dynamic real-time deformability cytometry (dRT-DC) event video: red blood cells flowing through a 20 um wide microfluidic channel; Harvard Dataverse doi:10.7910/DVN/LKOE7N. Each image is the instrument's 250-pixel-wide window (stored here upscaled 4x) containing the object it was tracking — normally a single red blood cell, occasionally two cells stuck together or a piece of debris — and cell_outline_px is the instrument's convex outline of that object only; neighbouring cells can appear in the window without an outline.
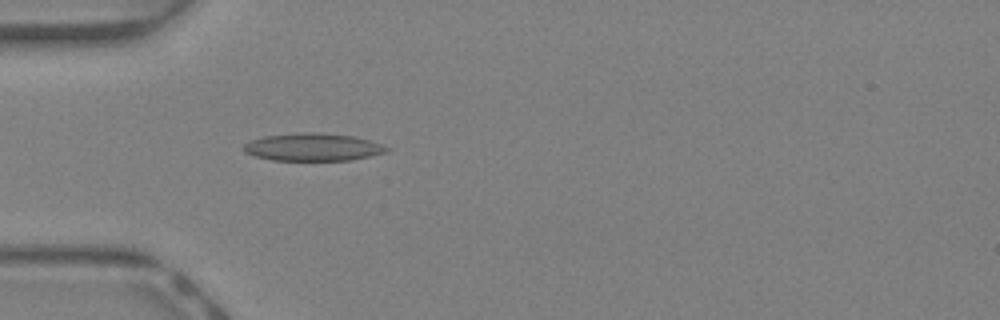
{"species": "Egyptian fruit bat (a non-hibernating species)", "species_latin": "Rousettus aegyptiacus", "temperature_condition": "warm", "stored_images_in_passage": 31, "camera_frame_rate_fps": 3000, "um_per_image_px": 0.085, "animal": {"sex": "female"}, "frame": {"image": 1, "passage_image": 1, "time_ms": 0.0, "image_size_px": [1000, 320], "cell_outline_px": [[392, 148], [388, 152], [348, 160], [272, 160], [256, 156], [244, 152], [244, 144], [252, 140], [264, 136], [304, 132], [316, 132], [356, 136]], "centroid_in_image_um": [26.62, 12.5], "position_along_channel_um": 58.4, "area_um2": 22.89}}
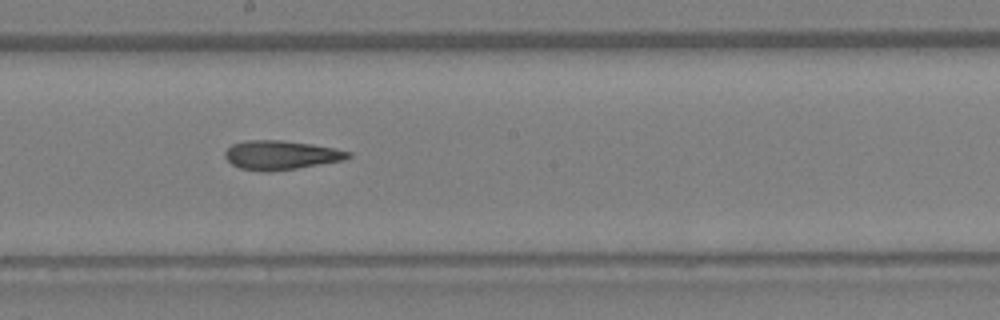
{"frame": {"image": 2, "passage_image": 12, "time_ms": 3.667, "image_size_px": [1000, 320], "cell_outline_px": [[352, 156], [344, 160], [296, 168], [240, 168], [232, 164], [224, 156], [224, 152], [232, 144], [248, 140], [280, 140], [312, 144], [352, 152]], "centroid_in_image_um": [23.92, 13.13], "position_along_channel_um": 224.3, "area_um2": 19.88}}
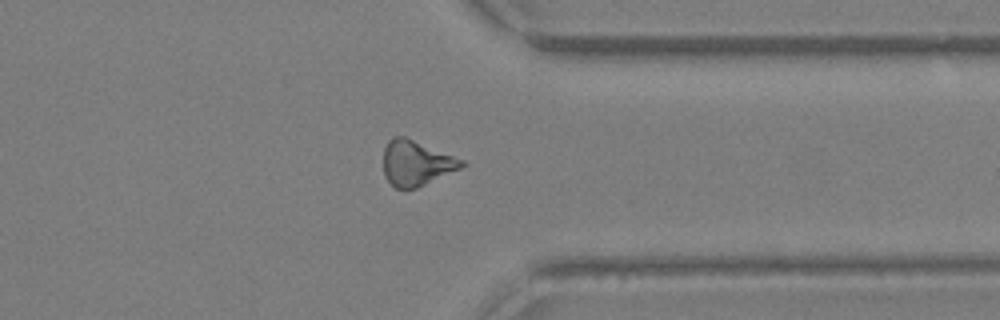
{"frame": {"image": 3, "passage_image": 22, "time_ms": 7.0, "image_size_px": [1000, 320], "cell_outline_px": [[468, 164], [460, 168], [416, 188], [396, 188], [384, 176], [384, 148], [388, 140], [392, 136], [404, 136], [464, 160]], "centroid_in_image_um": [35.36, 13.84], "position_along_channel_um": 376.0, "area_um2": 20.35}, "authors_computed_cell_mechanics": {"area_um2": 20.4612, "velocity_mm_per_s": 4.6567, "shape_relaxation_time_tau1_ms": null, "shape_relaxation_time_tau2_ms": 5.9577, "deformation_change_tau1": null, "deformation_change_tau2": 0.1952}}